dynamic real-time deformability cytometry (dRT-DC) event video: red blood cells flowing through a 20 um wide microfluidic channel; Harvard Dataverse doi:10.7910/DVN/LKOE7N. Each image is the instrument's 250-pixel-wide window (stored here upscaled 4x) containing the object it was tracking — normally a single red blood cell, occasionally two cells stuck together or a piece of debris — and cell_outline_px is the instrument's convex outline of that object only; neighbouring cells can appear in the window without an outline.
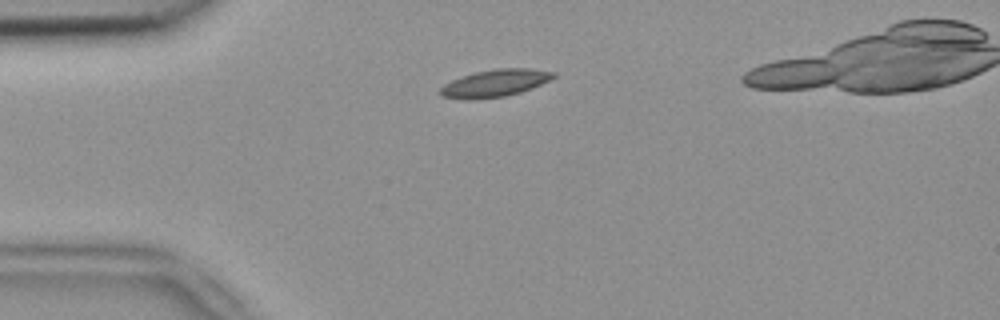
{"species": "common noctule bat (a hibernating species)", "species_latin": "Nyctalus noctula", "temperature_condition": "room temperature", "stored_images_in_passage": 6, "camera_frame_rate_fps": 3000, "um_per_image_px": 0.085, "animal": {"sex": "female", "body_mass_g": 18.4}, "frame": {"image": 1, "passage_image": 6, "time_ms": 1.667, "image_size_px": [1000, 320], "cell_outline_px": [[556, 76], [532, 88], [520, 92], [504, 96], [476, 100], [464, 100], [440, 96], [436, 92], [444, 84], [452, 80], [476, 72], [496, 68], [528, 68], [556, 72]], "centroid_in_image_um": [42.02, 7.08], "position_along_channel_um": 43.0, "area_um2": 18.09}}